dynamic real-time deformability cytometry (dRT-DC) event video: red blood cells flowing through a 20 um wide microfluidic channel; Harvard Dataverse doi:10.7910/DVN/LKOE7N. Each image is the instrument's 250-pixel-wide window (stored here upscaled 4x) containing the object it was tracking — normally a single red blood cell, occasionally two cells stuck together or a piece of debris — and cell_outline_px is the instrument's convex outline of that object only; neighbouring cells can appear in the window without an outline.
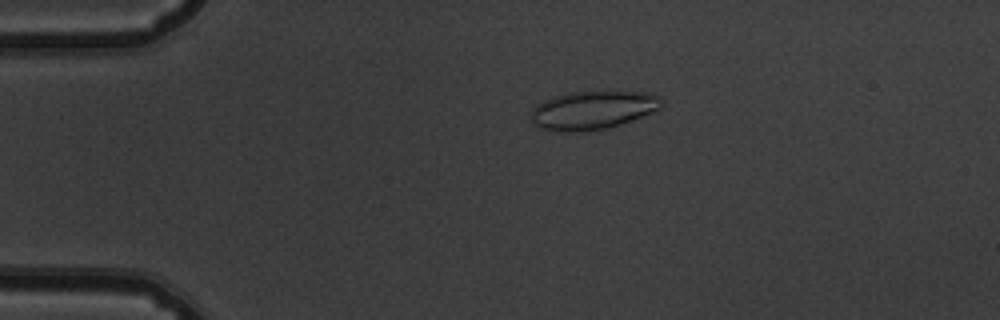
{"species": "common noctule bat (a hibernating species)", "species_latin": "Nyctalus noctula", "temperature_condition": "warm", "stored_images_in_passage": 54, "camera_frame_rate_fps": 3000, "um_per_image_px": 0.085, "animal": {"sex": "male", "body_mass_g": 19.5, "forearm_length_mm": 54.6}, "frame": {"image": 1, "passage_image": 12, "time_ms": 3.667, "image_size_px": [1000, 320], "cell_outline_px": [[664, 100], [660, 108], [652, 112], [620, 124], [588, 132], [564, 132], [540, 128], [532, 124], [532, 108], [536, 104], [552, 96], [572, 92], [640, 92], [660, 96]], "centroid_in_image_um": [50.34, 9.37], "position_along_channel_um": 34.7, "area_um2": 29.13}}
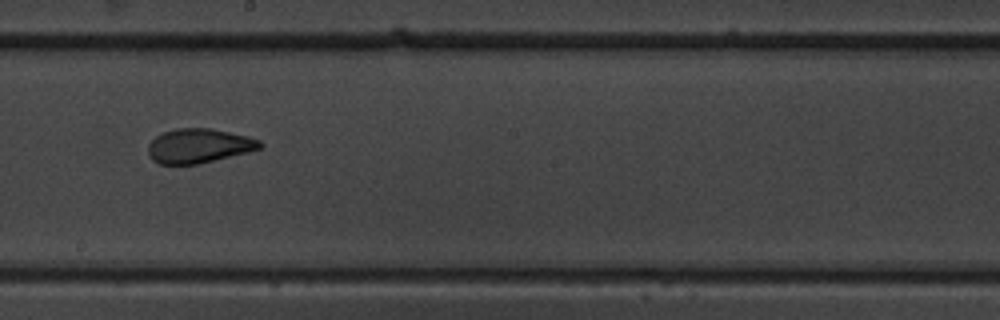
{"frame": {"image": 2, "passage_image": 31, "time_ms": 10.0, "image_size_px": [1000, 320], "cell_outline_px": [[264, 144], [260, 148], [248, 152], [196, 164], [160, 164], [152, 160], [148, 156], [148, 144], [156, 136], [164, 132], [176, 128], [212, 128], [248, 136], [260, 140]], "centroid_in_image_um": [16.89, 12.39], "position_along_channel_um": 231.3, "area_um2": 22.37}}
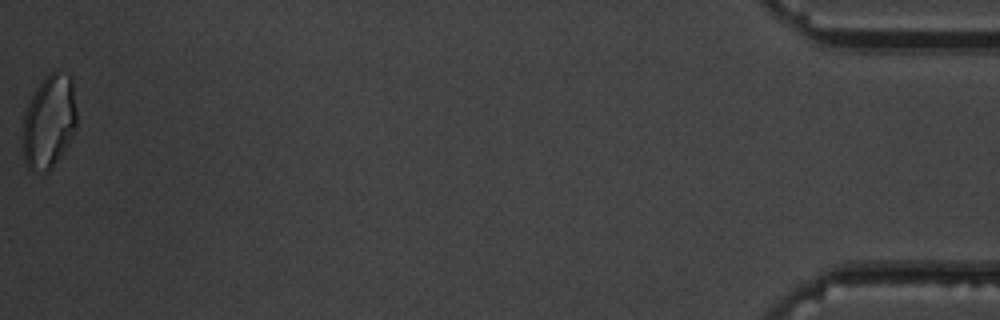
{"frame": {"image": 3, "passage_image": 54, "time_ms": 17.667, "image_size_px": [1000, 320], "cell_outline_px": [[76, 128], [68, 144], [52, 164], [44, 172], [32, 172], [28, 168], [24, 160], [24, 116], [28, 104], [36, 88], [44, 76], [48, 72], [56, 68], [72, 76], [76, 112]], "centroid_in_image_um": [4.19, 10.25], "position_along_channel_um": 431.0, "area_um2": 29.25}, "authors_computed_cell_mechanics": {"area_um2": 25.0563, "velocity_mm_per_s": 3.8266, "shape_relaxation_time_tau1_ms": 9.5735, "shape_relaxation_time_tau2_ms": 0.9615, "deformation_change_tau1": 0.1847, "deformation_change_tau2": 0.0672}}